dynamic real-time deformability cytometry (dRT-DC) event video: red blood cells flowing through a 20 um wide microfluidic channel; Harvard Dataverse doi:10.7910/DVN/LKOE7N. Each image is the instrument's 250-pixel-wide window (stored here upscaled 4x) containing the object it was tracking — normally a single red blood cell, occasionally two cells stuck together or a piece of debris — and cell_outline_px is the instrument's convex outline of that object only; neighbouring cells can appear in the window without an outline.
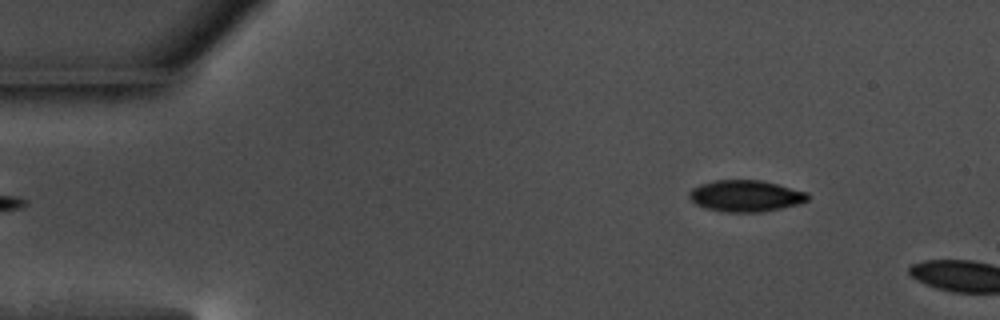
{"species": "common noctule bat (a hibernating species)", "species_latin": "Nyctalus noctula", "temperature_condition": "warm", "stored_images_in_passage": 4, "camera_frame_rate_fps": 3000, "um_per_image_px": 0.085, "animal": {"sex": "male", "body_mass_g": 17.5, "forearm_length_mm": 52.3}, "frame": {"image": 1, "passage_image": 1, "time_ms": 0.0, "image_size_px": [1000, 320], "cell_outline_px": [[808, 200], [800, 204], [760, 212], [728, 212], [704, 208], [696, 204], [688, 196], [688, 192], [692, 188], [700, 184], [716, 180], [764, 180], [808, 192]], "centroid_in_image_um": [63.38, 16.64], "position_along_channel_um": 21.6, "area_um2": 21.85}}